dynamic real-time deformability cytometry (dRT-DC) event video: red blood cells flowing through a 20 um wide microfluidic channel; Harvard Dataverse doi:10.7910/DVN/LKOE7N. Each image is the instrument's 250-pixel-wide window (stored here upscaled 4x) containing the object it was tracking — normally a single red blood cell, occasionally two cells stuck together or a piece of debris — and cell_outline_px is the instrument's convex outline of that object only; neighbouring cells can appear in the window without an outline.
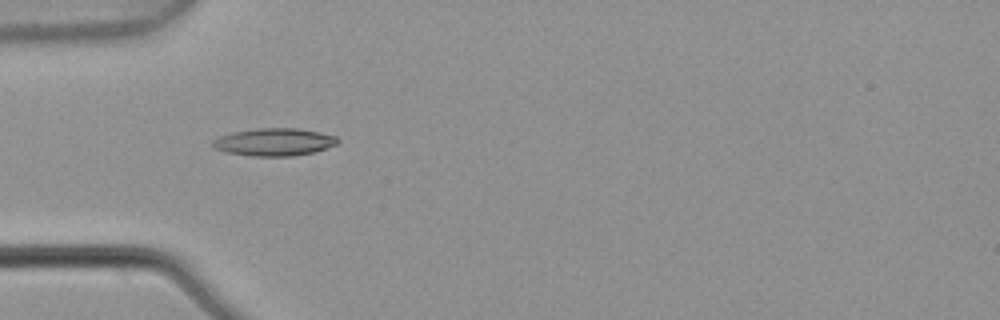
{"species": "common noctule bat (a hibernating species)", "species_latin": "Nyctalus noctula", "temperature_condition": "warm", "stored_images_in_passage": 4, "camera_frame_rate_fps": 3000, "um_per_image_px": 0.085, "animal": {"sex": "male", "body_mass_g": 21.5, "forearm_length_mm": 52.0}, "frame": {"image": 1, "passage_image": 1, "time_ms": 0.0, "image_size_px": [1000, 320], "cell_outline_px": [[340, 140], [336, 144], [316, 152], [292, 156], [252, 156], [228, 152], [212, 148], [212, 140], [220, 136], [232, 132], [256, 128], [296, 128], [336, 136]], "centroid_in_image_um": [23.29, 12.07], "position_along_channel_um": 61.7, "area_um2": 20.06}}
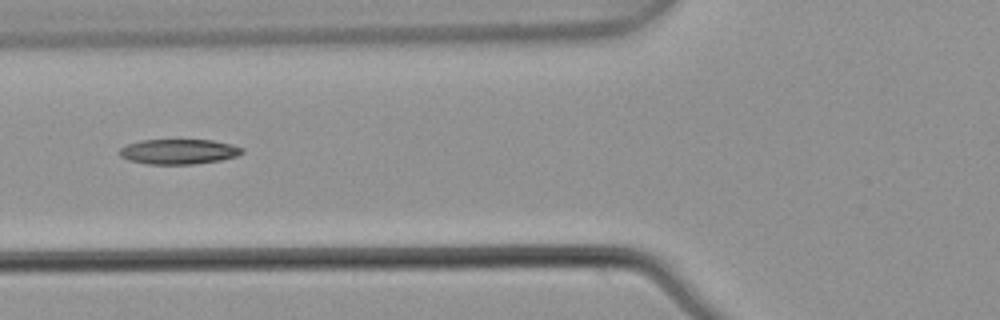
{"frame": {"image": 2, "passage_image": 2, "time_ms": 0.333, "image_size_px": [1000, 320], "cell_outline_px": [[244, 152], [236, 156], [220, 160], [192, 164], [148, 164], [128, 160], [120, 156], [120, 148], [128, 144], [140, 140], [212, 140], [232, 144], [244, 148]], "centroid_in_image_um": [15.2, 12.88], "position_along_channel_um": 110.6, "area_um2": 17.86}}
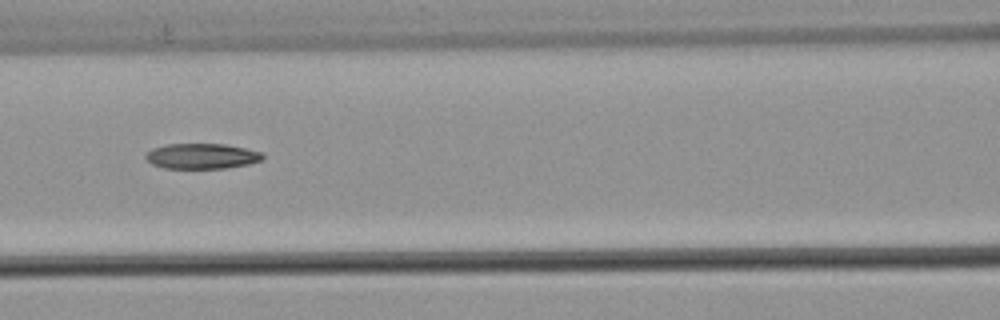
{"frame": {"image": 3, "passage_image": 3, "time_ms": 0.667, "image_size_px": [1000, 320], "cell_outline_px": [[264, 156], [260, 160], [248, 164], [224, 168], [164, 168], [152, 164], [144, 156], [152, 148], [164, 144], [224, 144], [264, 152]], "centroid_in_image_um": [17.14, 13.26], "position_along_channel_um": 149.5, "area_um2": 17.22}}